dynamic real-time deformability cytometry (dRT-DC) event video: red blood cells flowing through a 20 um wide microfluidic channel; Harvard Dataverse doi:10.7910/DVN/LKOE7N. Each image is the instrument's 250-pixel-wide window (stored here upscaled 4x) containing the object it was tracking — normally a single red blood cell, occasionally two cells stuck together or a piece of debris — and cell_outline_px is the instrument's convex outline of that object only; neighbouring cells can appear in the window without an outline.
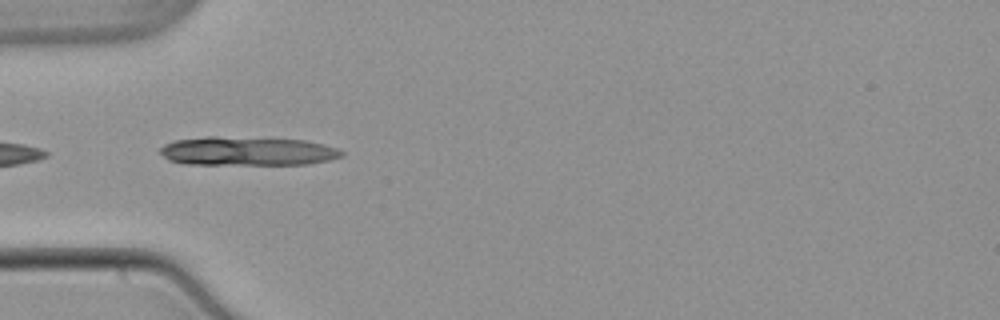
{"species": "common noctule bat (a hibernating species)", "species_latin": "Nyctalus noctula", "temperature_condition": "warm", "stored_images_in_passage": 15, "camera_frame_rate_fps": 3000, "um_per_image_px": 0.085, "animal": {"sex": "male", "body_mass_g": 21.5, "forearm_length_mm": 52.0}, "frame": {"image": 1, "passage_image": 6, "time_ms": 1.667, "image_size_px": [1000, 320], "cell_outline_px": [[256, 160], [176, 160], [168, 148], [172, 144], [188, 140], [228, 140], [236, 144]], "centroid_in_image_um": [17.72, 12.81], "position_along_channel_um": 67.3, "area_um2": 10.12}}